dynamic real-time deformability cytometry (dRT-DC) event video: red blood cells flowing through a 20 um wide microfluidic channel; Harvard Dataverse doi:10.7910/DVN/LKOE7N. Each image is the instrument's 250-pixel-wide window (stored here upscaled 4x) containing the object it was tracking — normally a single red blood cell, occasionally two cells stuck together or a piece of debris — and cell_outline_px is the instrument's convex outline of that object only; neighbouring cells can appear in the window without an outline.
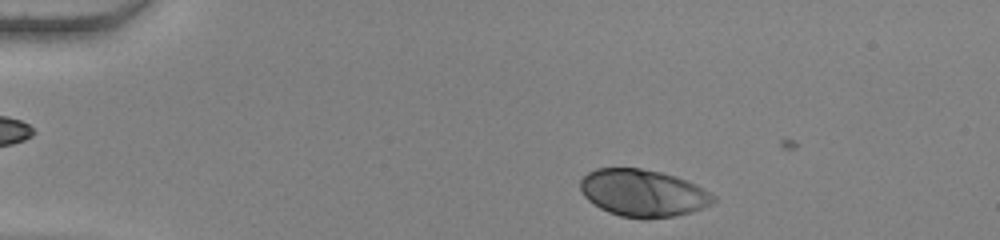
{"species": "human", "species_latin": "Homo sapiens", "temperature_condition": "warm", "stored_images_in_passage": 17, "camera_frame_rate_fps": 3000, "um_per_image_px": 0.085, "donor": {"sex": "female"}, "frame": {"image": 1, "passage_image": 2, "time_ms": 0.333, "image_size_px": [1000, 240], "cell_outline_px": [[716, 200], [712, 204], [692, 212], [676, 216], [648, 220], [644, 220], [620, 216], [608, 212], [600, 208], [588, 200], [580, 192], [580, 180], [588, 172], [596, 168], [640, 168], [660, 172], [676, 176], [696, 184], [716, 196]], "centroid_in_image_um": [54.66, 16.42], "position_along_channel_um": 30.3, "area_um2": 37.05}}
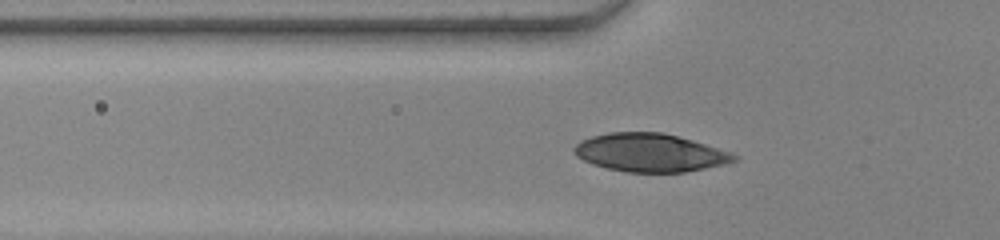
{"frame": {"image": 2, "passage_image": 11, "time_ms": 3.333, "image_size_px": [1000, 240], "cell_outline_px": [[740, 156], [736, 160], [724, 164], [684, 172], [628, 172], [608, 168], [592, 164], [576, 156], [572, 152], [572, 148], [580, 140], [592, 136], [608, 132], [664, 132], [692, 140]], "centroid_in_image_um": [55.19, 12.97], "position_along_channel_um": 70.6, "area_um2": 35.43}}
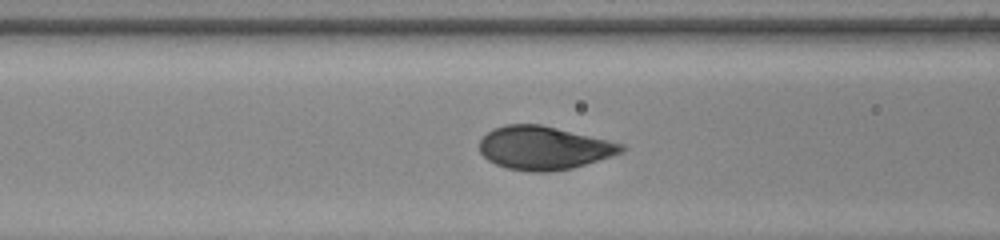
{"frame": {"image": 3, "passage_image": 15, "time_ms": 4.667, "image_size_px": [1000, 240], "cell_outline_px": [[628, 148], [624, 152], [612, 156], [572, 168], [548, 172], [532, 172], [508, 168], [496, 164], [488, 160], [480, 152], [480, 140], [492, 128], [504, 124], [540, 124], [608, 140], [624, 144]], "centroid_in_image_um": [46.24, 12.57], "position_along_channel_um": 120.4, "area_um2": 35.84}}